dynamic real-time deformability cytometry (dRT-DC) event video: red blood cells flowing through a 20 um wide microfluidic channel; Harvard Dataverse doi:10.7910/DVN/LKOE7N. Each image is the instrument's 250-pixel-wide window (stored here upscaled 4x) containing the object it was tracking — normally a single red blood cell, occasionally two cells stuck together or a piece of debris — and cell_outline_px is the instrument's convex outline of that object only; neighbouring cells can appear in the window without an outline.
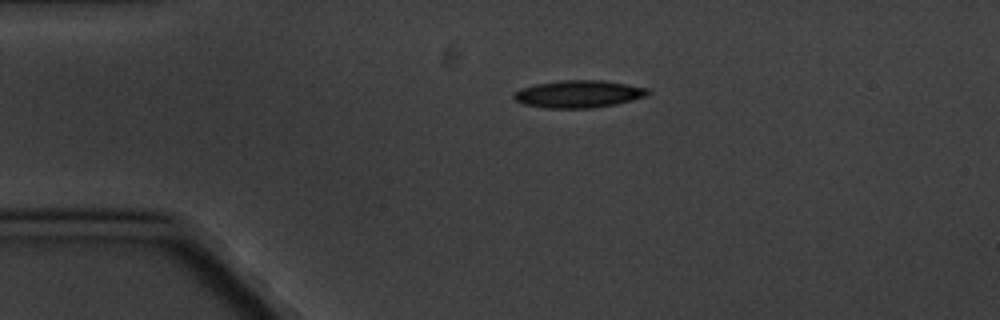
{"species": "common noctule bat (a hibernating species)", "species_latin": "Nyctalus noctula", "temperature_condition": "cold", "stored_images_in_passage": 2, "camera_frame_rate_fps": 3000, "um_per_image_px": 0.085, "animal": {"sex": "male", "body_mass_g": 20.1, "forearm_length_mm": 53.5}, "frame": {"image": 1, "passage_image": 1, "time_ms": 0.0, "image_size_px": [1000, 320], "cell_outline_px": [[652, 92], [648, 96], [616, 104], [592, 108], [544, 108], [524, 104], [516, 100], [512, 96], [520, 88], [536, 84], [560, 80], [604, 80], [648, 88]], "centroid_in_image_um": [49.21, 7.99], "position_along_channel_um": 35.8, "area_um2": 21.5}}